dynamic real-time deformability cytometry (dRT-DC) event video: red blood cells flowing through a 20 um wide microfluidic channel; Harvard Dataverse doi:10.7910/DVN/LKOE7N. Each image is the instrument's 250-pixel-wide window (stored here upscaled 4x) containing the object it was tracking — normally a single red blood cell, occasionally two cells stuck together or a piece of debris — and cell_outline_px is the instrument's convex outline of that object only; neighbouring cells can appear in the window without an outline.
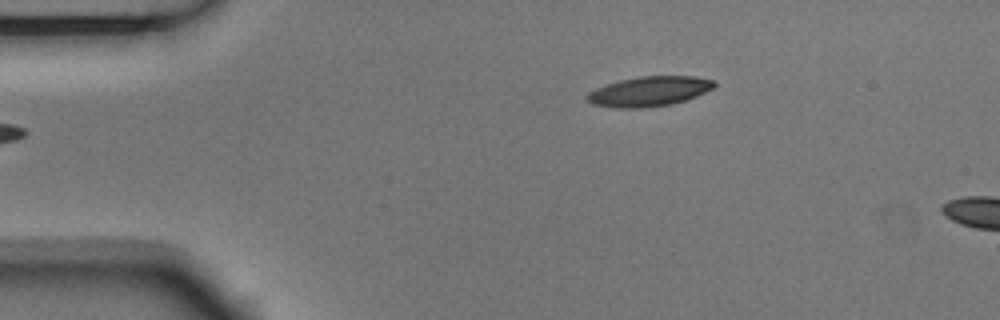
{"species": "Egyptian fruit bat (a non-hibernating species)", "species_latin": "Rousettus aegyptiacus", "temperature_condition": "room temperature", "stored_images_in_passage": 6, "camera_frame_rate_fps": 3000, "um_per_image_px": 0.085, "animal": {"sex": "male"}, "frame": {"image": 1, "passage_image": 6, "time_ms": 1.667, "image_size_px": [1000, 320], "cell_outline_px": [[716, 84], [712, 88], [696, 96], [684, 100], [668, 104], [644, 108], [616, 108], [592, 104], [584, 96], [588, 92], [604, 84], [620, 80], [640, 76], [696, 76], [712, 80]], "centroid_in_image_um": [55.12, 7.76], "position_along_channel_um": 29.9, "area_um2": 22.02}}